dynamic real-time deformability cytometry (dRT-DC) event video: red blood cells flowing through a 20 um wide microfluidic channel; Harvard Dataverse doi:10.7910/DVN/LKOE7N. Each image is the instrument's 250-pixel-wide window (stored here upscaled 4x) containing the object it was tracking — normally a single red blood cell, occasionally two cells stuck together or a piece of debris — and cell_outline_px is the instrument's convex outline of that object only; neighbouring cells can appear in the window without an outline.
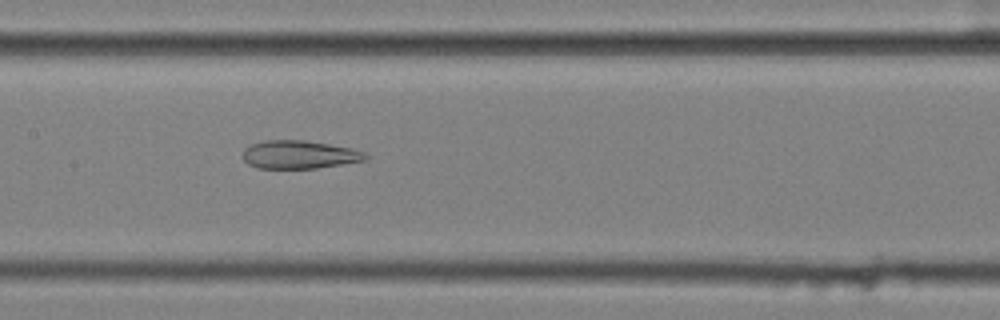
{"species": "common noctule bat (a hibernating species)", "species_latin": "Nyctalus noctula", "temperature_condition": "cold", "stored_images_in_passage": 57, "camera_frame_rate_fps": 3000, "um_per_image_px": 0.085, "animal": {"sex": "female", "body_mass_g": 25.1}, "frame": {"image": 1, "passage_image": 29, "time_ms": 9.333, "image_size_px": [1000, 320], "cell_outline_px": [[368, 156], [364, 160], [316, 168], [256, 168], [248, 164], [244, 160], [244, 148], [252, 144], [264, 140], [304, 140], [352, 148], [364, 152]], "centroid_in_image_um": [25.41, 13.14], "position_along_channel_um": 182.0, "area_um2": 19.94}}
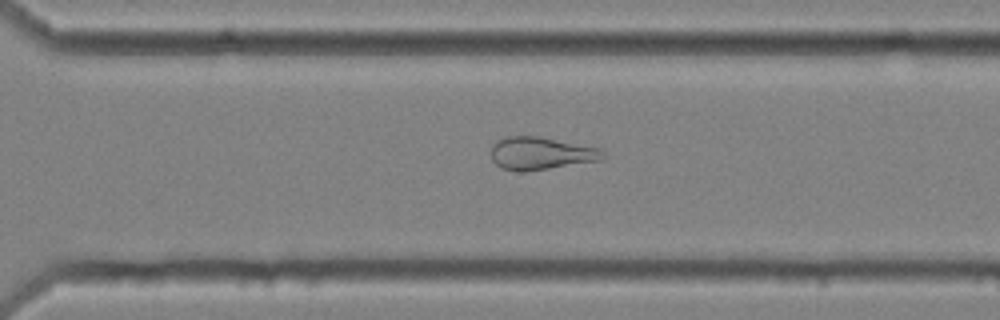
{"frame": {"image": 2, "passage_image": 41, "time_ms": 13.333, "image_size_px": [1000, 320], "cell_outline_px": [[608, 156], [600, 160], [524, 172], [516, 172], [500, 168], [492, 160], [492, 144], [504, 136], [540, 136], [600, 148]], "centroid_in_image_um": [45.96, 13.03], "position_along_channel_um": 324.6, "area_um2": 21.5}}
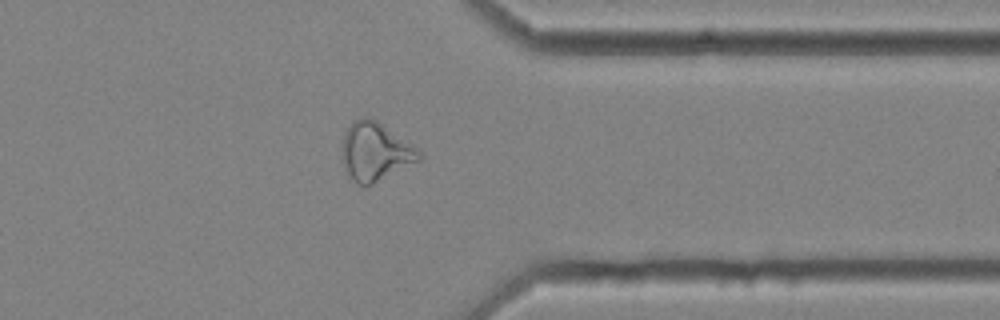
{"frame": {"image": 3, "passage_image": 46, "time_ms": 15.0, "image_size_px": [1000, 320], "cell_outline_px": [[420, 160], [364, 188], [352, 180], [344, 168], [340, 156], [340, 148], [344, 132], [352, 120], [360, 116], [372, 116], [412, 144], [420, 152]], "centroid_in_image_um": [31.82, 12.86], "position_along_channel_um": 379.6, "area_um2": 26.76}, "authors_computed_cell_mechanics": {"area_um2": 27.2816, "velocity_mm_per_s": 3.5659, "shape_relaxation_time_tau1_ms": null, "shape_relaxation_time_tau2_ms": 3.2013, "deformation_change_tau1": null, "deformation_change_tau2": 0.1338}}